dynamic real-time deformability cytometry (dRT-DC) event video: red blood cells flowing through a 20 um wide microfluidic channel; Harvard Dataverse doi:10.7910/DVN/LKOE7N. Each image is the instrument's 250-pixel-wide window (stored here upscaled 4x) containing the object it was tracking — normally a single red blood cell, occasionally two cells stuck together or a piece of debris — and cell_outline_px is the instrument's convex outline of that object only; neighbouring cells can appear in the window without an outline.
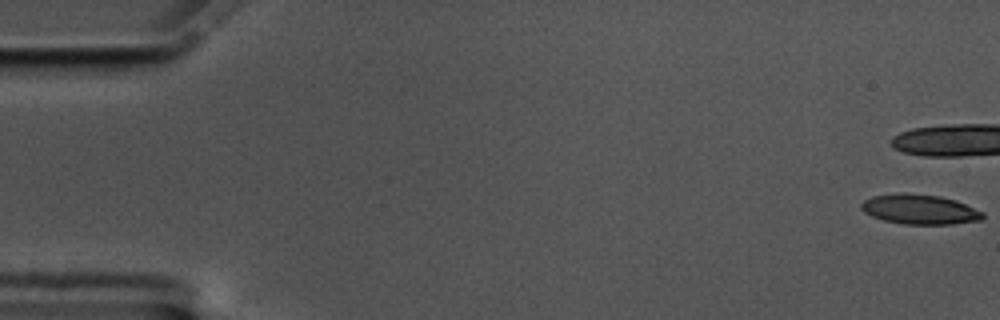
{"species": "common noctule bat (a hibernating species)", "species_latin": "Nyctalus noctula", "temperature_condition": "cold", "stored_images_in_passage": 12, "camera_frame_rate_fps": 3000, "um_per_image_px": 0.085, "animal": {"sex": "male", "body_mass_g": 17.5, "forearm_length_mm": 52.3}, "frame": {"image": 1, "passage_image": 1, "time_ms": 0.0, "image_size_px": [1000, 320], "cell_outline_px": [[984, 216], [980, 220], [952, 224], [904, 224], [884, 220], [872, 216], [864, 212], [860, 208], [860, 204], [864, 200], [872, 196], [904, 192], [940, 196], [956, 200], [984, 212]], "centroid_in_image_um": [78.16, 17.79], "position_along_channel_um": 6.8, "area_um2": 21.15}}